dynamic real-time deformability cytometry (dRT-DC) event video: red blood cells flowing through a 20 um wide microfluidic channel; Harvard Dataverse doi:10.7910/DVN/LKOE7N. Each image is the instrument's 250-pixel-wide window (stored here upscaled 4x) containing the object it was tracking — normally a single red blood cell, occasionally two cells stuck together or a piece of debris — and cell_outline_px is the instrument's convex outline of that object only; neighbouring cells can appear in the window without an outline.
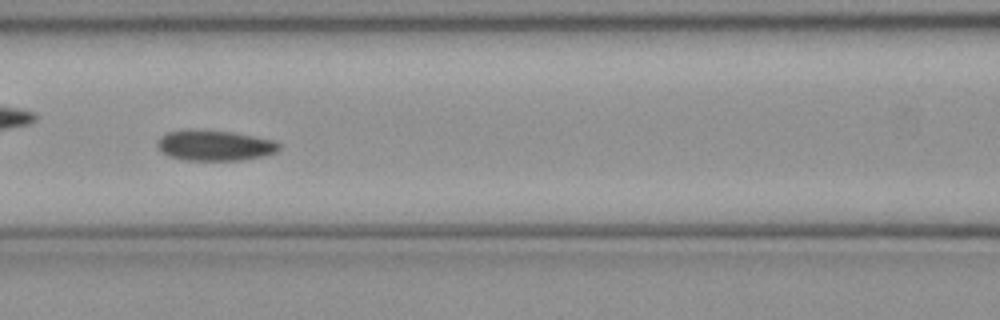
{"species": "common noctule bat (a hibernating species)", "species_latin": "Nyctalus noctula", "temperature_condition": "cold", "stored_images_in_passage": 52, "camera_frame_rate_fps": 3000, "um_per_image_px": 0.085, "animal": {"sex": "female", "body_mass_g": 21.9}, "frame": {"image": 1, "passage_image": 23, "time_ms": 7.333, "image_size_px": [1000, 320], "cell_outline_px": [[280, 148], [276, 152], [264, 156], [240, 160], [184, 160], [168, 156], [160, 152], [156, 144], [160, 136], [168, 132], [188, 128], [232, 132], [276, 140], [280, 144]], "centroid_in_image_um": [18.22, 12.35], "position_along_channel_um": 148.4, "area_um2": 22.02}}
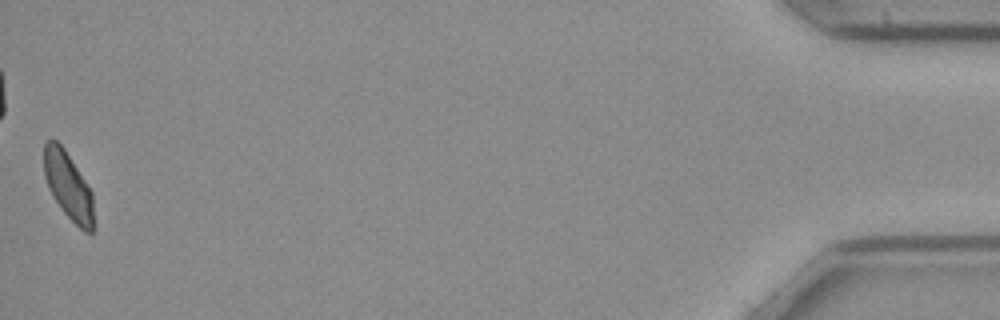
{"frame": {"image": 2, "passage_image": 52, "time_ms": 17.0, "image_size_px": [1000, 320], "cell_outline_px": [[92, 232], [84, 232], [60, 208], [52, 196], [44, 176], [44, 144], [48, 140], [56, 140], [64, 148], [92, 192]], "centroid_in_image_um": [5.76, 15.77], "position_along_channel_um": 429.4, "area_um2": 19.07}}